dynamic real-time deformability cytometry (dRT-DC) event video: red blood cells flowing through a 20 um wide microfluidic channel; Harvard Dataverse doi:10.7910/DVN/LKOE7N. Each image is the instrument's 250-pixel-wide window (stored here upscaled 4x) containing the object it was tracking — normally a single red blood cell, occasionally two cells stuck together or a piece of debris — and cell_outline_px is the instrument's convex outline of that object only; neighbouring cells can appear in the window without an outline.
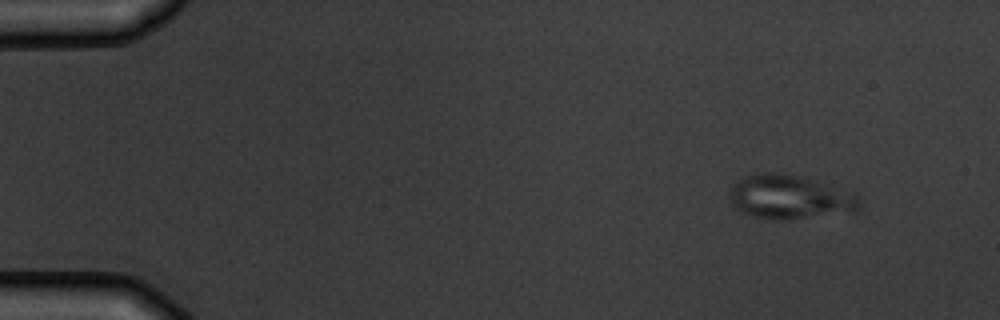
{"species": "common noctule bat (a hibernating species)", "species_latin": "Nyctalus noctula", "temperature_condition": "warm", "stored_images_in_passage": 4, "camera_frame_rate_fps": 3000, "um_per_image_px": 0.085, "animal": {"sex": "male", "body_mass_g": 19.5, "forearm_length_mm": 54.6}, "frame": {"image": 1, "passage_image": 1, "time_ms": 0.0, "image_size_px": [1000, 320], "cell_outline_px": [[860, 204], [856, 212], [788, 220], [772, 220], [752, 216], [736, 208], [728, 200], [728, 188], [740, 176], [764, 172], [772, 172], [796, 176], [856, 192], [860, 196]], "centroid_in_image_um": [67.1, 16.76], "position_along_channel_um": 17.9, "area_um2": 33.93}}